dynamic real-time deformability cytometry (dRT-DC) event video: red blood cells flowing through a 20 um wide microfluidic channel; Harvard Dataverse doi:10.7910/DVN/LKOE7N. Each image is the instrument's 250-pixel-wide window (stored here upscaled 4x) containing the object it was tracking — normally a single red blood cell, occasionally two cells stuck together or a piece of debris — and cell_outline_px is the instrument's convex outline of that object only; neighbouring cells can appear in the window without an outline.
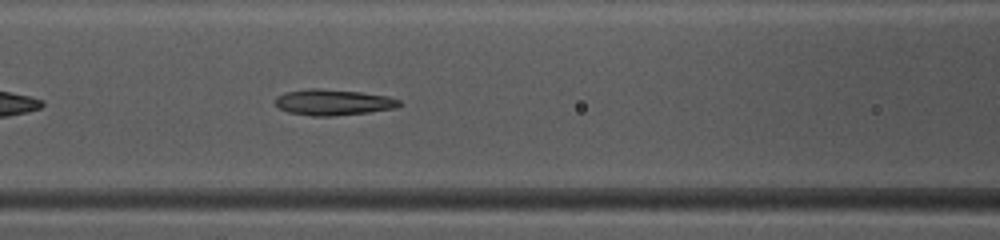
{"species": "common noctule bat (a hibernating species)", "species_latin": "Nyctalus noctula", "temperature_condition": "warm", "stored_images_in_passage": 32, "camera_frame_rate_fps": 3000, "um_per_image_px": 0.085, "animal": {"sex": "female", "body_mass_g": 10.0, "forearm_length_mm": 53.1}, "frame": {"image": 1, "passage_image": 8, "time_ms": 2.333, "image_size_px": [1000, 240], "cell_outline_px": [[400, 104], [396, 108], [368, 112], [332, 116], [312, 116], [288, 112], [280, 108], [276, 104], [276, 96], [284, 92], [308, 88], [316, 88], [360, 92], [388, 96], [400, 100]], "centroid_in_image_um": [28.3, 8.69], "position_along_channel_um": 138.3, "area_um2": 18.67}}
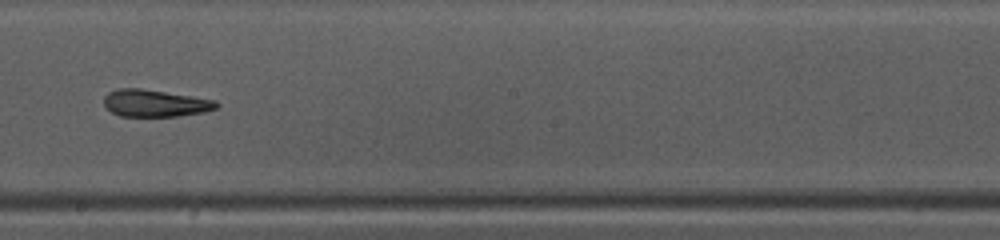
{"frame": {"image": 2, "passage_image": 15, "time_ms": 4.667, "image_size_px": [1000, 240], "cell_outline_px": [[220, 104], [216, 108], [204, 112], [176, 116], [120, 116], [112, 112], [104, 104], [104, 96], [108, 92], [120, 88], [140, 88], [192, 96], [216, 100]], "centroid_in_image_um": [13.19, 8.77], "position_along_channel_um": 235.0, "area_um2": 17.69}}
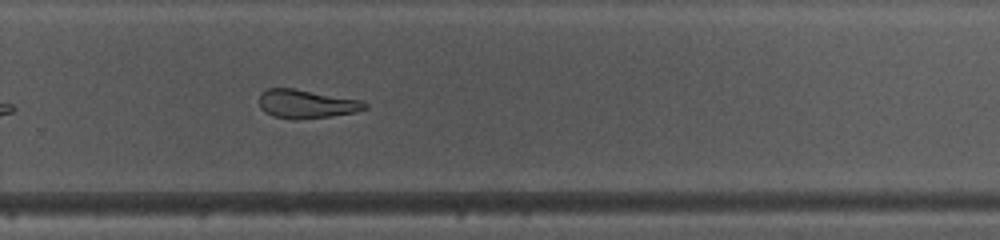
{"frame": {"image": 3, "passage_image": 20, "time_ms": 6.333, "image_size_px": [1000, 240], "cell_outline_px": [[368, 108], [356, 112], [332, 116], [296, 120], [292, 120], [272, 116], [264, 112], [260, 108], [260, 92], [268, 88], [292, 88], [360, 100], [368, 104]], "centroid_in_image_um": [26.02, 8.85], "position_along_channel_um": 303.8, "area_um2": 17.74}, "authors_computed_cell_mechanics": {"area_um2": 18.6405, "velocity_mm_per_s": 4.1417, "shape_relaxation_time_tau1_ms": 5.3427, "shape_relaxation_time_tau2_ms": 2.0837, "deformation_change_tau1": 0.1672, "deformation_change_tau2": 0.1147}}